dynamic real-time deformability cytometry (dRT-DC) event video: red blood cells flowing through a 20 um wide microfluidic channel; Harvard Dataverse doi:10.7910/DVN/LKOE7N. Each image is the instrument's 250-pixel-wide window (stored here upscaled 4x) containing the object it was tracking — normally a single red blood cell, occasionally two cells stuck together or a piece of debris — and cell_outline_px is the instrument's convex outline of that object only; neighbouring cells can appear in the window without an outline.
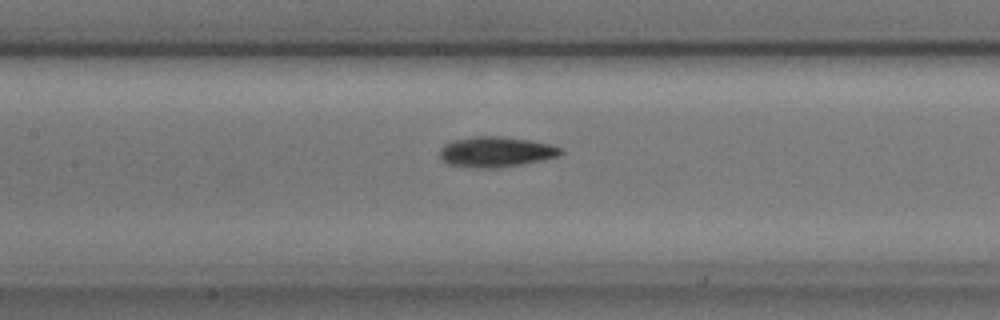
{"species": "common noctule bat (a hibernating species)", "species_latin": "Nyctalus noctula", "temperature_condition": "cold", "stored_images_in_passage": 38, "camera_frame_rate_fps": 3000, "um_per_image_px": 0.085, "animal": {"sex": "male", "body_mass_g": 17.9, "forearm_length_mm": 54.2}, "frame": {"image": 1, "passage_image": 13, "time_ms": 4.0, "image_size_px": [1000, 320], "cell_outline_px": [[564, 152], [560, 156], [520, 164], [496, 168], [472, 168], [448, 164], [440, 156], [440, 148], [444, 144], [452, 140], [476, 136], [500, 136], [528, 140], [552, 144], [560, 148]], "centroid_in_image_um": [42.14, 12.9], "position_along_channel_um": 165.3, "area_um2": 21.39}}
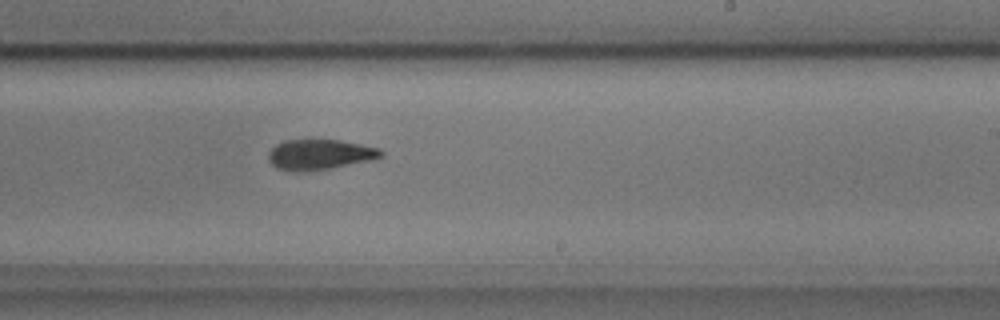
{"frame": {"image": 2, "passage_image": 21, "time_ms": 6.667, "image_size_px": [1000, 320], "cell_outline_px": [[384, 156], [376, 160], [332, 168], [304, 172], [296, 172], [276, 168], [268, 160], [268, 152], [276, 144], [284, 140], [340, 140], [380, 148], [384, 152]], "centroid_in_image_um": [27.22, 13.15], "position_along_channel_um": 261.8, "area_um2": 20.29}}
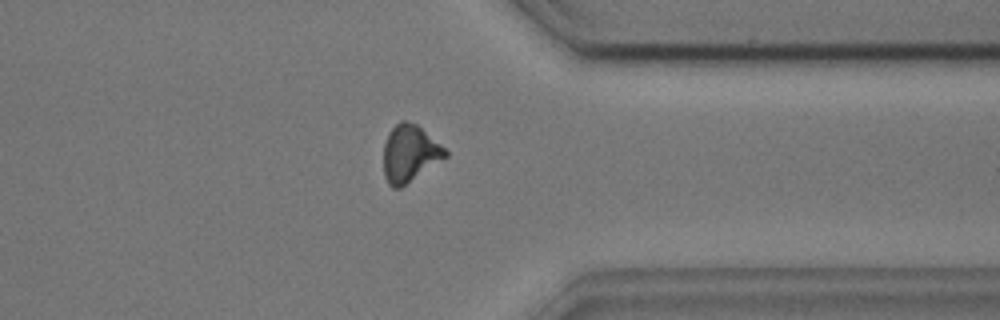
{"frame": {"image": 3, "passage_image": 31, "time_ms": 10.0, "image_size_px": [1000, 320], "cell_outline_px": [[448, 156], [400, 188], [392, 188], [388, 184], [384, 176], [384, 144], [388, 132], [400, 120], [404, 120], [416, 124], [440, 144], [448, 152]], "centroid_in_image_um": [34.8, 13.05], "position_along_channel_um": 376.6, "area_um2": 20.35}, "authors_computed_cell_mechanics": {"area_um2": 20.8369, "velocity_mm_per_s": 3.6297, "shape_relaxation_time_tau1_ms": 3.947, "shape_relaxation_time_tau2_ms": 6.3504, "deformation_change_tau1": 0.1235, "deformation_change_tau2": 0.1491}}